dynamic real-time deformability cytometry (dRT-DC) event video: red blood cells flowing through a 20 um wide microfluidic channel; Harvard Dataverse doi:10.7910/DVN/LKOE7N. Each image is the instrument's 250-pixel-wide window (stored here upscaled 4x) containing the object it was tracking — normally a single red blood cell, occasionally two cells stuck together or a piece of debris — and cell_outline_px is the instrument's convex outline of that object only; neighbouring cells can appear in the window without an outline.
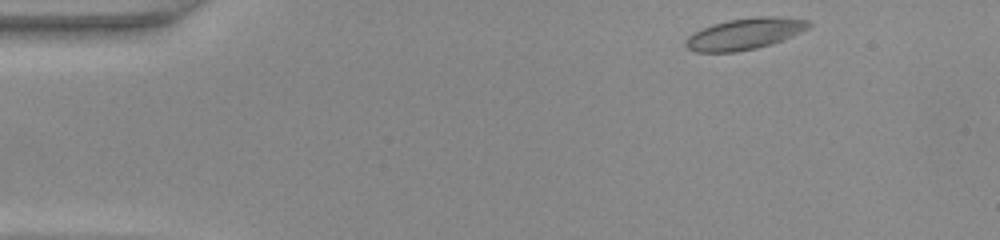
{"species": "common noctule bat (a hibernating species)", "species_latin": "Nyctalus noctula", "temperature_condition": "warm", "stored_images_in_passage": 42, "camera_frame_rate_fps": 3000, "um_per_image_px": 0.085, "animal": {"sex": "female", "body_mass_g": 22.0, "forearm_length_mm": 56.7}, "frame": {"image": 1, "passage_image": 1, "time_ms": 0.0, "image_size_px": [1000, 240], "cell_outline_px": [[812, 24], [808, 28], [800, 32], [772, 44], [756, 48], [736, 52], [696, 52], [688, 48], [684, 44], [684, 40], [688, 36], [712, 24], [728, 20], [760, 16], [772, 16], [808, 20]], "centroid_in_image_um": [63.29, 2.88], "position_along_channel_um": 21.7, "area_um2": 22.25}}
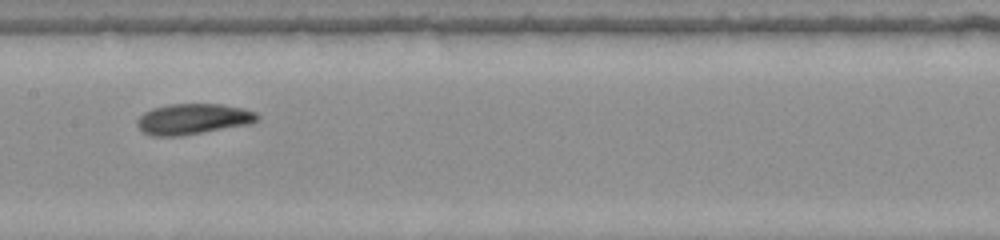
{"frame": {"image": 2, "passage_image": 19, "time_ms": 6.0, "image_size_px": [1000, 240], "cell_outline_px": [[260, 120], [252, 124], [180, 136], [152, 136], [144, 132], [136, 124], [136, 120], [144, 112], [152, 108], [168, 104], [220, 104], [244, 108], [256, 112], [260, 116]], "centroid_in_image_um": [16.45, 10.11], "position_along_channel_um": 191.0, "area_um2": 21.73}}
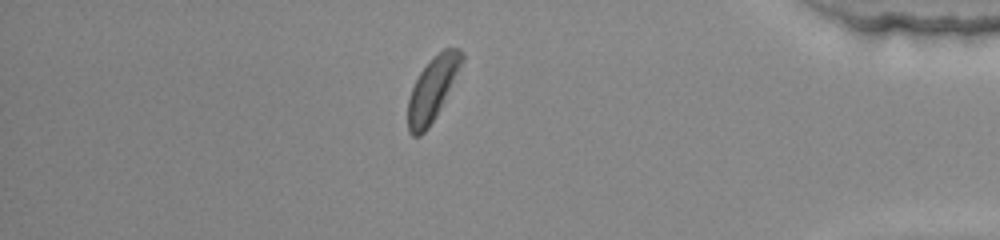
{"frame": {"image": 3, "passage_image": 36, "time_ms": 11.667, "image_size_px": [1000, 240], "cell_outline_px": [[464, 60], [440, 108], [428, 128], [420, 136], [412, 136], [408, 132], [408, 100], [412, 88], [420, 72], [444, 48], [456, 48], [464, 56]], "centroid_in_image_um": [36.74, 7.61], "position_along_channel_um": 398.5, "area_um2": 19.25}}